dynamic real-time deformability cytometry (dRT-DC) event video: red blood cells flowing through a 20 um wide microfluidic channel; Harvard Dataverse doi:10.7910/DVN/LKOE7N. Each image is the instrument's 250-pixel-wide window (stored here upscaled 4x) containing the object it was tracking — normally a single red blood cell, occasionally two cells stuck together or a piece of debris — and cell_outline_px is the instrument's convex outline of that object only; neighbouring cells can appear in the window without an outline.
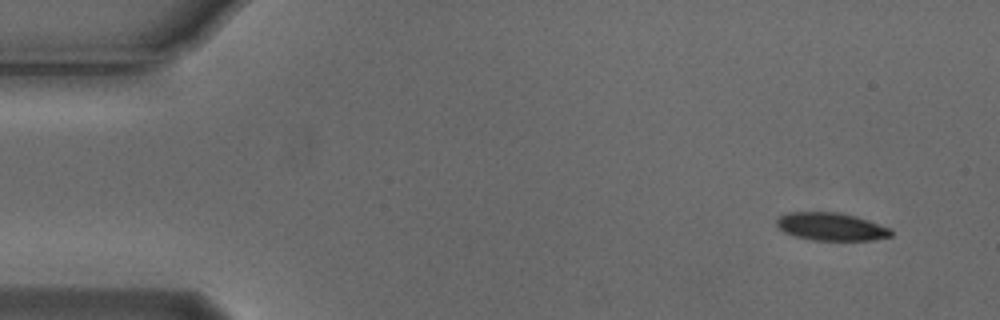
{"species": "Egyptian fruit bat (a non-hibernating species)", "species_latin": "Rousettus aegyptiacus", "temperature_condition": "cold", "stored_images_in_passage": 6, "camera_frame_rate_fps": 3000, "um_per_image_px": 0.085, "animal": {"sex": "male"}, "frame": {"image": 1, "passage_image": 1, "time_ms": 0.0, "image_size_px": [1000, 320], "cell_outline_px": [[892, 236], [872, 240], [812, 240], [796, 236], [784, 232], [776, 224], [776, 220], [780, 216], [792, 212], [836, 212], [856, 216], [888, 228], [892, 232]], "centroid_in_image_um": [70.63, 19.27], "position_along_channel_um": 14.4, "area_um2": 18.26}}
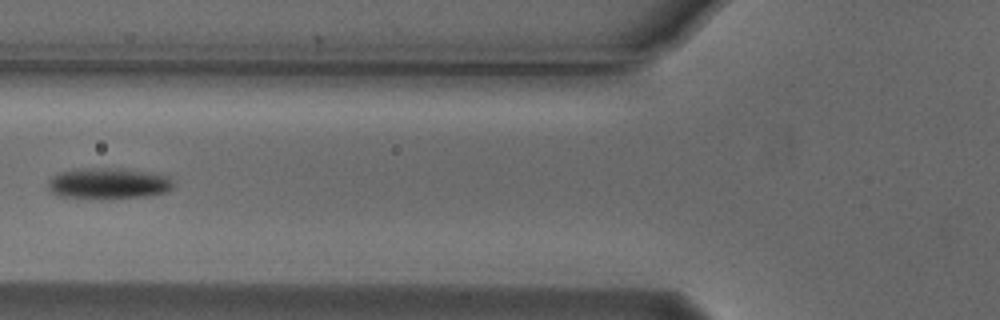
{"frame": {"image": 2, "passage_image": 5, "time_ms": 1.333, "image_size_px": [1000, 320], "cell_outline_px": [[172, 188], [168, 192], [148, 196], [56, 196], [48, 188], [48, 180], [52, 176], [60, 172], [148, 172], [168, 176], [172, 180]], "centroid_in_image_um": [9.27, 15.64], "position_along_channel_um": 116.5, "area_um2": 20.06}}
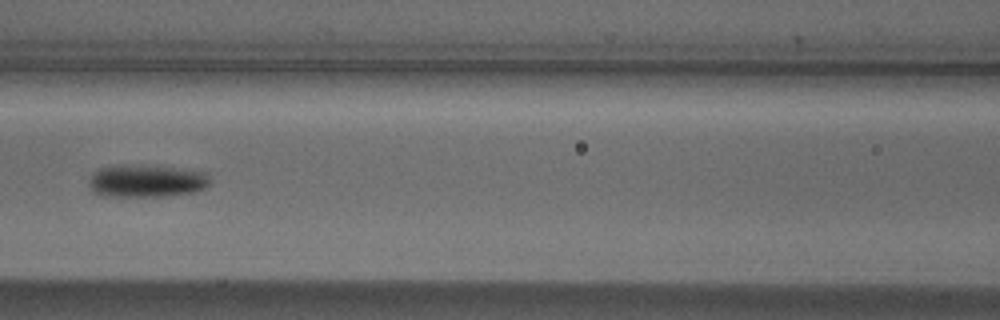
{"frame": {"image": 3, "passage_image": 6, "time_ms": 1.667, "image_size_px": [1000, 320], "cell_outline_px": [[212, 180], [204, 188], [196, 192], [164, 196], [100, 196], [92, 192], [88, 184], [88, 180], [92, 172], [100, 168], [128, 164], [172, 168], [204, 172]], "centroid_in_image_um": [12.39, 15.39], "position_along_channel_um": 154.2, "area_um2": 23.0}}